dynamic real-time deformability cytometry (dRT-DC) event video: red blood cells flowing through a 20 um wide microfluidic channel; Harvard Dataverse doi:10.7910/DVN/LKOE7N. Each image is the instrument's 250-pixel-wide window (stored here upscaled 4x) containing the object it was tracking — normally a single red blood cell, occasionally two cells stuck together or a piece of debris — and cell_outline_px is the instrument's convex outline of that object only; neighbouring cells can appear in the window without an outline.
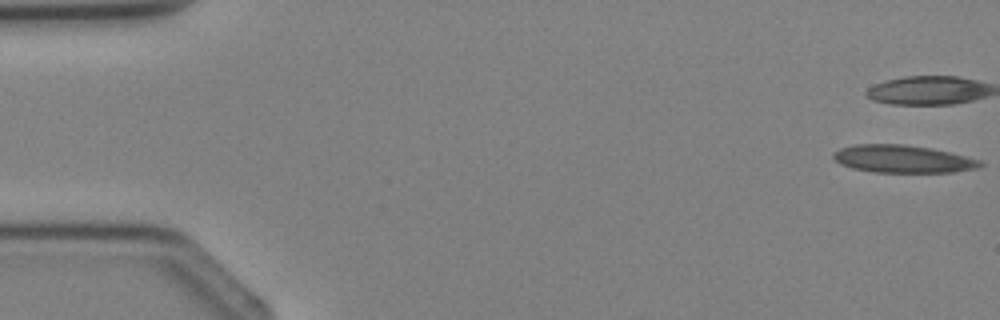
{"species": "Egyptian fruit bat (a non-hibernating species)", "species_latin": "Rousettus aegyptiacus", "temperature_condition": "cold", "stored_images_in_passage": 4, "camera_frame_rate_fps": 3000, "um_per_image_px": 0.085, "animal": {"sex": "female"}, "frame": {"image": 1, "passage_image": 1, "time_ms": 0.0, "image_size_px": [1000, 320], "cell_outline_px": [[984, 164], [976, 168], [952, 172], [872, 172], [852, 168], [840, 164], [832, 156], [832, 152], [840, 148], [856, 144], [904, 144], [932, 148], [980, 160]], "centroid_in_image_um": [76.69, 13.5], "position_along_channel_um": 8.3, "area_um2": 23.58}}